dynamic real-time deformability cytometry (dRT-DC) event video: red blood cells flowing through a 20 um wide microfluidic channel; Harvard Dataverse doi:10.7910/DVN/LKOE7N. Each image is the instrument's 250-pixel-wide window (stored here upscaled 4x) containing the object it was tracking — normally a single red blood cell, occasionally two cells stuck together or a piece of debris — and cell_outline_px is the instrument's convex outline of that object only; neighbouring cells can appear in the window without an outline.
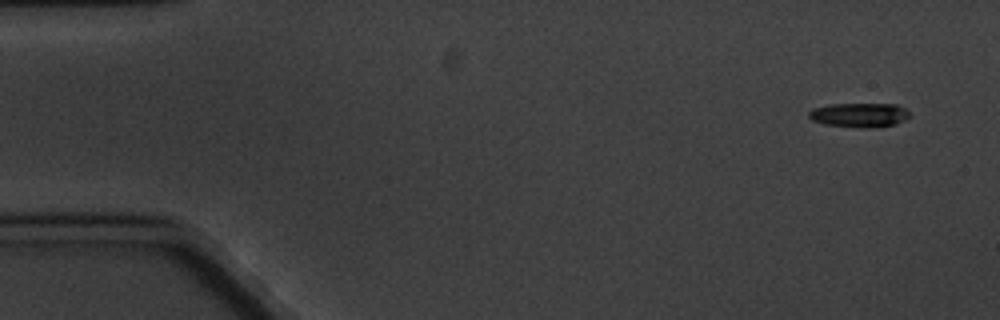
{"species": "common noctule bat (a hibernating species)", "species_latin": "Nyctalus noctula", "temperature_condition": "cold", "stored_images_in_passage": 5, "camera_frame_rate_fps": 3000, "um_per_image_px": 0.085, "animal": {"sex": "male", "body_mass_g": 20.1, "forearm_length_mm": 53.5}, "frame": {"image": 1, "passage_image": 1, "time_ms": 0.0, "image_size_px": [1000, 320], "cell_outline_px": [[908, 116], [904, 120], [892, 124], [872, 128], [824, 124], [812, 120], [808, 116], [808, 112], [812, 108], [832, 104], [896, 104], [904, 108], [908, 112]], "centroid_in_image_um": [73.0, 9.76], "position_along_channel_um": 12.0, "area_um2": 13.99}}
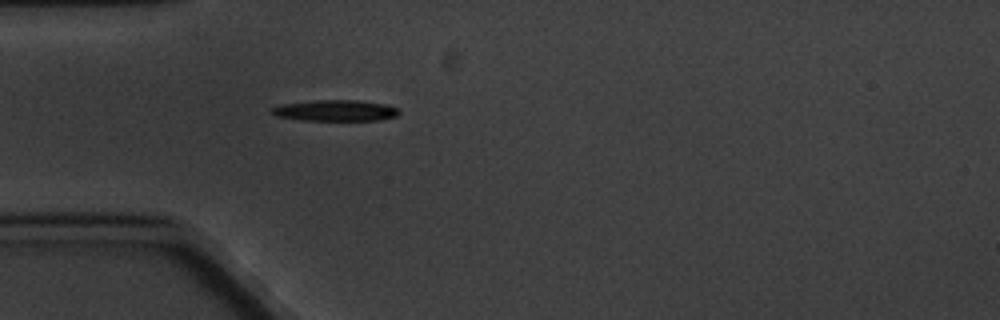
{"frame": {"image": 2, "passage_image": 5, "time_ms": 4.667, "image_size_px": [1000, 320], "cell_outline_px": [[400, 112], [396, 116], [380, 120], [304, 120], [276, 116], [272, 112], [272, 108], [280, 104], [316, 100], [356, 100], [384, 104], [396, 108]], "centroid_in_image_um": [28.5, 9.39], "position_along_channel_um": 56.5, "area_um2": 15.43}}